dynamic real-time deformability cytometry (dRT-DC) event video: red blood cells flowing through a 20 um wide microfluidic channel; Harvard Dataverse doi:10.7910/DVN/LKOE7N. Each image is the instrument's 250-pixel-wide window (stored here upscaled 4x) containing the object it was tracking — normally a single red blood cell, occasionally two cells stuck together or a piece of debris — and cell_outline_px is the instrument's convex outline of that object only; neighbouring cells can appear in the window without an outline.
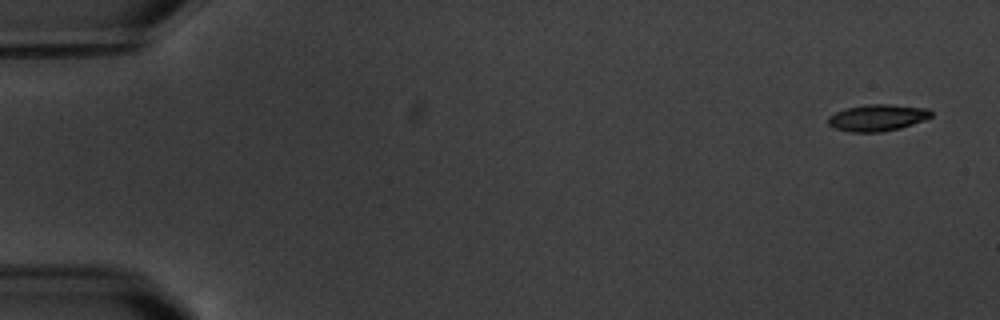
{"species": "common noctule bat (a hibernating species)", "species_latin": "Nyctalus noctula", "temperature_condition": "warm", "stored_images_in_passage": 12, "camera_frame_rate_fps": 3000, "um_per_image_px": 0.085, "animal": {"sex": "male", "body_mass_g": 20.1, "forearm_length_mm": 53.5}, "frame": {"image": 1, "passage_image": 1, "time_ms": 0.0, "image_size_px": [1000, 320], "cell_outline_px": [[932, 116], [924, 120], [900, 128], [880, 132], [848, 132], [836, 128], [828, 124], [828, 116], [844, 108], [864, 104], [892, 104], [928, 108], [932, 112]], "centroid_in_image_um": [74.57, 9.99], "position_along_channel_um": 10.4, "area_um2": 16.13}}
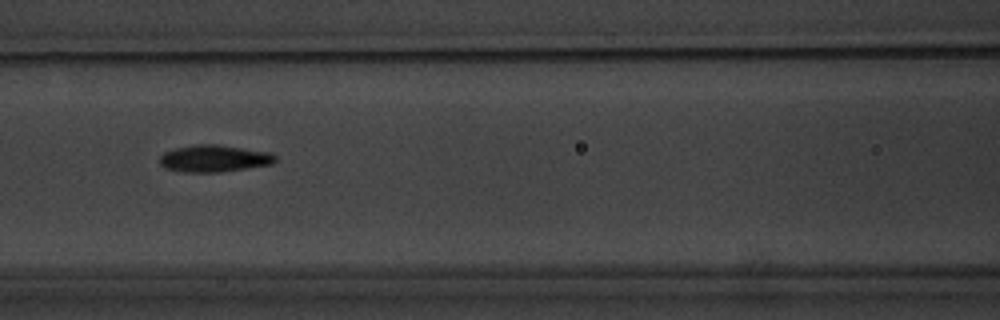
{"frame": {"image": 2, "passage_image": 8, "time_ms": 8.0, "image_size_px": [1000, 320], "cell_outline_px": [[276, 160], [272, 164], [220, 172], [184, 172], [164, 168], [160, 164], [160, 156], [164, 152], [176, 148], [192, 144], [216, 144], [272, 152], [276, 156]], "centroid_in_image_um": [18.2, 13.46], "position_along_channel_um": 148.4, "area_um2": 18.26}}
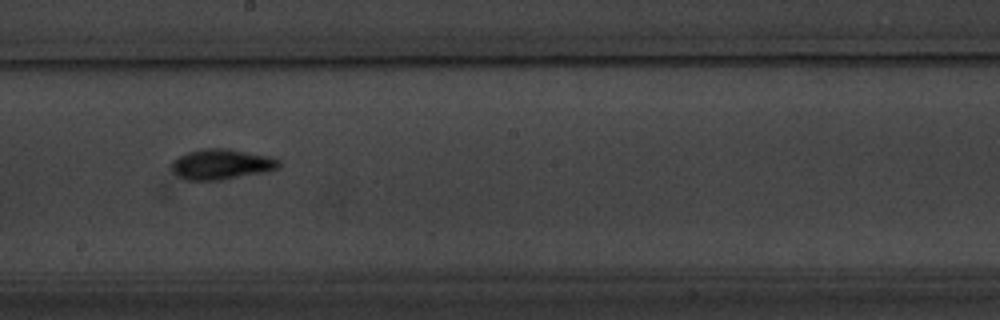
{"frame": {"image": 3, "passage_image": 10, "time_ms": 10.333, "image_size_px": [1000, 320], "cell_outline_px": [[280, 164], [276, 168], [264, 172], [220, 180], [188, 180], [180, 176], [172, 168], [172, 160], [188, 152], [204, 148], [228, 148], [268, 156], [280, 160]], "centroid_in_image_um": [18.82, 13.95], "position_along_channel_um": 229.4, "area_um2": 18.67}}